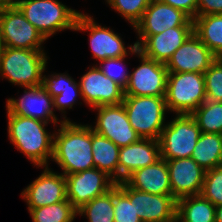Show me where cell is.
<instances>
[{"label":"cell","mask_w":222,"mask_h":222,"mask_svg":"<svg viewBox=\"0 0 222 222\" xmlns=\"http://www.w3.org/2000/svg\"><path fill=\"white\" fill-rule=\"evenodd\" d=\"M77 96L82 99L79 82L77 83V81H75L72 84V88H65L61 90L59 95L53 97L54 111L55 109L56 111H61V114H63L62 116L64 118L63 121H71L66 117L65 113L66 109H72L73 105L77 103Z\"/></svg>","instance_id":"obj_35"},{"label":"cell","mask_w":222,"mask_h":222,"mask_svg":"<svg viewBox=\"0 0 222 222\" xmlns=\"http://www.w3.org/2000/svg\"><path fill=\"white\" fill-rule=\"evenodd\" d=\"M6 110L12 114L31 117L47 123L52 122L55 126L63 122L55 115L53 97L42 86L24 88L21 98H8Z\"/></svg>","instance_id":"obj_17"},{"label":"cell","mask_w":222,"mask_h":222,"mask_svg":"<svg viewBox=\"0 0 222 222\" xmlns=\"http://www.w3.org/2000/svg\"><path fill=\"white\" fill-rule=\"evenodd\" d=\"M65 177L67 199L76 209L95 197L106 194L117 183L107 173L95 167L79 173L67 174Z\"/></svg>","instance_id":"obj_12"},{"label":"cell","mask_w":222,"mask_h":222,"mask_svg":"<svg viewBox=\"0 0 222 222\" xmlns=\"http://www.w3.org/2000/svg\"><path fill=\"white\" fill-rule=\"evenodd\" d=\"M222 14V0H198L197 16Z\"/></svg>","instance_id":"obj_38"},{"label":"cell","mask_w":222,"mask_h":222,"mask_svg":"<svg viewBox=\"0 0 222 222\" xmlns=\"http://www.w3.org/2000/svg\"><path fill=\"white\" fill-rule=\"evenodd\" d=\"M216 206L201 195L177 200L176 222H215Z\"/></svg>","instance_id":"obj_24"},{"label":"cell","mask_w":222,"mask_h":222,"mask_svg":"<svg viewBox=\"0 0 222 222\" xmlns=\"http://www.w3.org/2000/svg\"><path fill=\"white\" fill-rule=\"evenodd\" d=\"M88 69L79 81L82 101L85 105L92 109L123 102L124 89L119 84L106 77L97 65Z\"/></svg>","instance_id":"obj_13"},{"label":"cell","mask_w":222,"mask_h":222,"mask_svg":"<svg viewBox=\"0 0 222 222\" xmlns=\"http://www.w3.org/2000/svg\"><path fill=\"white\" fill-rule=\"evenodd\" d=\"M18 8L46 40L57 32L74 31L81 13L59 0H21Z\"/></svg>","instance_id":"obj_4"},{"label":"cell","mask_w":222,"mask_h":222,"mask_svg":"<svg viewBox=\"0 0 222 222\" xmlns=\"http://www.w3.org/2000/svg\"><path fill=\"white\" fill-rule=\"evenodd\" d=\"M179 26H194V22L183 11L159 0H152L134 30L138 36H151Z\"/></svg>","instance_id":"obj_16"},{"label":"cell","mask_w":222,"mask_h":222,"mask_svg":"<svg viewBox=\"0 0 222 222\" xmlns=\"http://www.w3.org/2000/svg\"><path fill=\"white\" fill-rule=\"evenodd\" d=\"M191 158L205 171L222 166V134L201 132Z\"/></svg>","instance_id":"obj_25"},{"label":"cell","mask_w":222,"mask_h":222,"mask_svg":"<svg viewBox=\"0 0 222 222\" xmlns=\"http://www.w3.org/2000/svg\"><path fill=\"white\" fill-rule=\"evenodd\" d=\"M215 222H222V205L215 209Z\"/></svg>","instance_id":"obj_40"},{"label":"cell","mask_w":222,"mask_h":222,"mask_svg":"<svg viewBox=\"0 0 222 222\" xmlns=\"http://www.w3.org/2000/svg\"><path fill=\"white\" fill-rule=\"evenodd\" d=\"M194 33L212 51L216 58L222 56V14L196 16Z\"/></svg>","instance_id":"obj_26"},{"label":"cell","mask_w":222,"mask_h":222,"mask_svg":"<svg viewBox=\"0 0 222 222\" xmlns=\"http://www.w3.org/2000/svg\"><path fill=\"white\" fill-rule=\"evenodd\" d=\"M77 216H86L88 222H114L113 188L82 205Z\"/></svg>","instance_id":"obj_29"},{"label":"cell","mask_w":222,"mask_h":222,"mask_svg":"<svg viewBox=\"0 0 222 222\" xmlns=\"http://www.w3.org/2000/svg\"><path fill=\"white\" fill-rule=\"evenodd\" d=\"M4 49H5V45H4L3 39L0 35V60H1V56L3 55Z\"/></svg>","instance_id":"obj_41"},{"label":"cell","mask_w":222,"mask_h":222,"mask_svg":"<svg viewBox=\"0 0 222 222\" xmlns=\"http://www.w3.org/2000/svg\"><path fill=\"white\" fill-rule=\"evenodd\" d=\"M159 1L183 11L192 20L197 16L198 0H159Z\"/></svg>","instance_id":"obj_37"},{"label":"cell","mask_w":222,"mask_h":222,"mask_svg":"<svg viewBox=\"0 0 222 222\" xmlns=\"http://www.w3.org/2000/svg\"><path fill=\"white\" fill-rule=\"evenodd\" d=\"M203 133L222 134V102H203L190 114Z\"/></svg>","instance_id":"obj_28"},{"label":"cell","mask_w":222,"mask_h":222,"mask_svg":"<svg viewBox=\"0 0 222 222\" xmlns=\"http://www.w3.org/2000/svg\"><path fill=\"white\" fill-rule=\"evenodd\" d=\"M172 196L179 200L184 197L200 195L205 170L191 157L166 160Z\"/></svg>","instance_id":"obj_19"},{"label":"cell","mask_w":222,"mask_h":222,"mask_svg":"<svg viewBox=\"0 0 222 222\" xmlns=\"http://www.w3.org/2000/svg\"><path fill=\"white\" fill-rule=\"evenodd\" d=\"M41 168L44 171L21 192L28 208H39L67 199L65 175L48 166Z\"/></svg>","instance_id":"obj_14"},{"label":"cell","mask_w":222,"mask_h":222,"mask_svg":"<svg viewBox=\"0 0 222 222\" xmlns=\"http://www.w3.org/2000/svg\"><path fill=\"white\" fill-rule=\"evenodd\" d=\"M92 109L97 110L95 126L90 125L92 130L107 137L119 148L137 142L141 138L131 126L123 103Z\"/></svg>","instance_id":"obj_11"},{"label":"cell","mask_w":222,"mask_h":222,"mask_svg":"<svg viewBox=\"0 0 222 222\" xmlns=\"http://www.w3.org/2000/svg\"><path fill=\"white\" fill-rule=\"evenodd\" d=\"M115 12L134 28L152 0H105Z\"/></svg>","instance_id":"obj_31"},{"label":"cell","mask_w":222,"mask_h":222,"mask_svg":"<svg viewBox=\"0 0 222 222\" xmlns=\"http://www.w3.org/2000/svg\"><path fill=\"white\" fill-rule=\"evenodd\" d=\"M217 58L193 32L165 64L169 73L204 74Z\"/></svg>","instance_id":"obj_15"},{"label":"cell","mask_w":222,"mask_h":222,"mask_svg":"<svg viewBox=\"0 0 222 222\" xmlns=\"http://www.w3.org/2000/svg\"><path fill=\"white\" fill-rule=\"evenodd\" d=\"M206 100L204 74L168 73L165 93L168 112L191 114Z\"/></svg>","instance_id":"obj_6"},{"label":"cell","mask_w":222,"mask_h":222,"mask_svg":"<svg viewBox=\"0 0 222 222\" xmlns=\"http://www.w3.org/2000/svg\"><path fill=\"white\" fill-rule=\"evenodd\" d=\"M193 32L194 26L168 28L156 35L138 36L135 44L144 56L166 64Z\"/></svg>","instance_id":"obj_18"},{"label":"cell","mask_w":222,"mask_h":222,"mask_svg":"<svg viewBox=\"0 0 222 222\" xmlns=\"http://www.w3.org/2000/svg\"><path fill=\"white\" fill-rule=\"evenodd\" d=\"M128 120L141 138L159 140L167 122L165 97L124 95Z\"/></svg>","instance_id":"obj_5"},{"label":"cell","mask_w":222,"mask_h":222,"mask_svg":"<svg viewBox=\"0 0 222 222\" xmlns=\"http://www.w3.org/2000/svg\"><path fill=\"white\" fill-rule=\"evenodd\" d=\"M114 222H142L134 209V189L125 181L113 188Z\"/></svg>","instance_id":"obj_27"},{"label":"cell","mask_w":222,"mask_h":222,"mask_svg":"<svg viewBox=\"0 0 222 222\" xmlns=\"http://www.w3.org/2000/svg\"><path fill=\"white\" fill-rule=\"evenodd\" d=\"M91 15L80 13L74 31L89 32V42L92 56L99 62L108 58L137 54V46L134 43L125 47V42L120 34L115 33L110 27L101 26L95 22ZM129 52V53H128Z\"/></svg>","instance_id":"obj_8"},{"label":"cell","mask_w":222,"mask_h":222,"mask_svg":"<svg viewBox=\"0 0 222 222\" xmlns=\"http://www.w3.org/2000/svg\"><path fill=\"white\" fill-rule=\"evenodd\" d=\"M200 195L216 207L222 205V166L205 172Z\"/></svg>","instance_id":"obj_32"},{"label":"cell","mask_w":222,"mask_h":222,"mask_svg":"<svg viewBox=\"0 0 222 222\" xmlns=\"http://www.w3.org/2000/svg\"><path fill=\"white\" fill-rule=\"evenodd\" d=\"M201 134L190 114H176L168 121L159 138L160 155L164 160L191 157Z\"/></svg>","instance_id":"obj_7"},{"label":"cell","mask_w":222,"mask_h":222,"mask_svg":"<svg viewBox=\"0 0 222 222\" xmlns=\"http://www.w3.org/2000/svg\"><path fill=\"white\" fill-rule=\"evenodd\" d=\"M28 211L32 222H73L77 217V209L68 199Z\"/></svg>","instance_id":"obj_30"},{"label":"cell","mask_w":222,"mask_h":222,"mask_svg":"<svg viewBox=\"0 0 222 222\" xmlns=\"http://www.w3.org/2000/svg\"><path fill=\"white\" fill-rule=\"evenodd\" d=\"M140 64L129 74L124 95L165 97L168 70L165 64L144 56L137 47Z\"/></svg>","instance_id":"obj_10"},{"label":"cell","mask_w":222,"mask_h":222,"mask_svg":"<svg viewBox=\"0 0 222 222\" xmlns=\"http://www.w3.org/2000/svg\"><path fill=\"white\" fill-rule=\"evenodd\" d=\"M161 158L159 141L140 138L119 149L118 182L124 181L135 170L154 164Z\"/></svg>","instance_id":"obj_20"},{"label":"cell","mask_w":222,"mask_h":222,"mask_svg":"<svg viewBox=\"0 0 222 222\" xmlns=\"http://www.w3.org/2000/svg\"><path fill=\"white\" fill-rule=\"evenodd\" d=\"M134 209L142 222H176L177 200L134 189Z\"/></svg>","instance_id":"obj_21"},{"label":"cell","mask_w":222,"mask_h":222,"mask_svg":"<svg viewBox=\"0 0 222 222\" xmlns=\"http://www.w3.org/2000/svg\"><path fill=\"white\" fill-rule=\"evenodd\" d=\"M131 188L155 195H172L166 160L135 170L124 180Z\"/></svg>","instance_id":"obj_22"},{"label":"cell","mask_w":222,"mask_h":222,"mask_svg":"<svg viewBox=\"0 0 222 222\" xmlns=\"http://www.w3.org/2000/svg\"><path fill=\"white\" fill-rule=\"evenodd\" d=\"M0 35L5 47L44 50L46 39L18 7L0 9Z\"/></svg>","instance_id":"obj_9"},{"label":"cell","mask_w":222,"mask_h":222,"mask_svg":"<svg viewBox=\"0 0 222 222\" xmlns=\"http://www.w3.org/2000/svg\"><path fill=\"white\" fill-rule=\"evenodd\" d=\"M8 136L11 144L34 166H49L53 155L54 133L46 130L47 122L12 114L7 110Z\"/></svg>","instance_id":"obj_2"},{"label":"cell","mask_w":222,"mask_h":222,"mask_svg":"<svg viewBox=\"0 0 222 222\" xmlns=\"http://www.w3.org/2000/svg\"><path fill=\"white\" fill-rule=\"evenodd\" d=\"M92 128L89 124L63 121L54 130L52 161L62 174H75L94 168L92 155Z\"/></svg>","instance_id":"obj_1"},{"label":"cell","mask_w":222,"mask_h":222,"mask_svg":"<svg viewBox=\"0 0 222 222\" xmlns=\"http://www.w3.org/2000/svg\"><path fill=\"white\" fill-rule=\"evenodd\" d=\"M206 99L222 102V62L217 58L204 72Z\"/></svg>","instance_id":"obj_33"},{"label":"cell","mask_w":222,"mask_h":222,"mask_svg":"<svg viewBox=\"0 0 222 222\" xmlns=\"http://www.w3.org/2000/svg\"><path fill=\"white\" fill-rule=\"evenodd\" d=\"M92 155L94 167L104 171L118 182L119 147L107 137L92 130Z\"/></svg>","instance_id":"obj_23"},{"label":"cell","mask_w":222,"mask_h":222,"mask_svg":"<svg viewBox=\"0 0 222 222\" xmlns=\"http://www.w3.org/2000/svg\"><path fill=\"white\" fill-rule=\"evenodd\" d=\"M21 0H0V9L18 7Z\"/></svg>","instance_id":"obj_39"},{"label":"cell","mask_w":222,"mask_h":222,"mask_svg":"<svg viewBox=\"0 0 222 222\" xmlns=\"http://www.w3.org/2000/svg\"><path fill=\"white\" fill-rule=\"evenodd\" d=\"M75 80L68 73L44 74L42 79V87L52 96L59 95L61 90L72 88Z\"/></svg>","instance_id":"obj_36"},{"label":"cell","mask_w":222,"mask_h":222,"mask_svg":"<svg viewBox=\"0 0 222 222\" xmlns=\"http://www.w3.org/2000/svg\"><path fill=\"white\" fill-rule=\"evenodd\" d=\"M45 50L5 47L0 60V77L22 88L42 85L48 56Z\"/></svg>","instance_id":"obj_3"},{"label":"cell","mask_w":222,"mask_h":222,"mask_svg":"<svg viewBox=\"0 0 222 222\" xmlns=\"http://www.w3.org/2000/svg\"><path fill=\"white\" fill-rule=\"evenodd\" d=\"M126 57L127 56L108 58L101 61L100 65L97 64V67L106 77H109L111 80L119 84L123 89H125L128 84L130 74V72L127 71L128 69L126 68V65H124Z\"/></svg>","instance_id":"obj_34"}]
</instances>
